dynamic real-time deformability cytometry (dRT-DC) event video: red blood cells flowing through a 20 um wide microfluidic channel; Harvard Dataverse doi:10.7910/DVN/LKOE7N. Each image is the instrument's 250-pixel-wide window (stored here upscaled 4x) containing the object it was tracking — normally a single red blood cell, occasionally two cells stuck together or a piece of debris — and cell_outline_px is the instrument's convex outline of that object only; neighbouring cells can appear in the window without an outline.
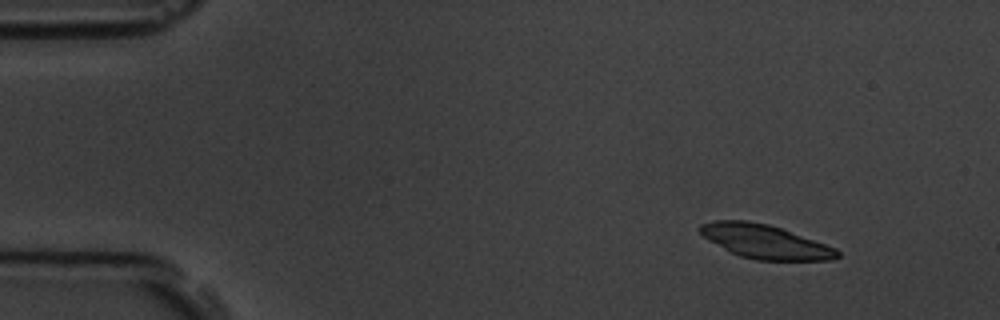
{"species": "common noctule bat (a hibernating species)", "species_latin": "Nyctalus noctula", "temperature_condition": "room temperature", "stored_images_in_passage": 6, "camera_frame_rate_fps": 3000, "um_per_image_px": 0.085, "animal": {"sex": "male", "body_mass_g": 19.5, "forearm_length_mm": 54.6}, "frame": {"image": 1, "passage_image": 2, "time_ms": 1.0, "image_size_px": [1000, 320], "cell_outline_px": [[840, 256], [828, 260], [756, 260], [740, 256], [708, 240], [696, 228], [700, 224], [712, 220], [748, 220], [768, 224], [780, 228], [836, 248], [840, 252]], "centroid_in_image_um": [64.99, 20.52], "position_along_channel_um": 20.0, "area_um2": 26.88}}